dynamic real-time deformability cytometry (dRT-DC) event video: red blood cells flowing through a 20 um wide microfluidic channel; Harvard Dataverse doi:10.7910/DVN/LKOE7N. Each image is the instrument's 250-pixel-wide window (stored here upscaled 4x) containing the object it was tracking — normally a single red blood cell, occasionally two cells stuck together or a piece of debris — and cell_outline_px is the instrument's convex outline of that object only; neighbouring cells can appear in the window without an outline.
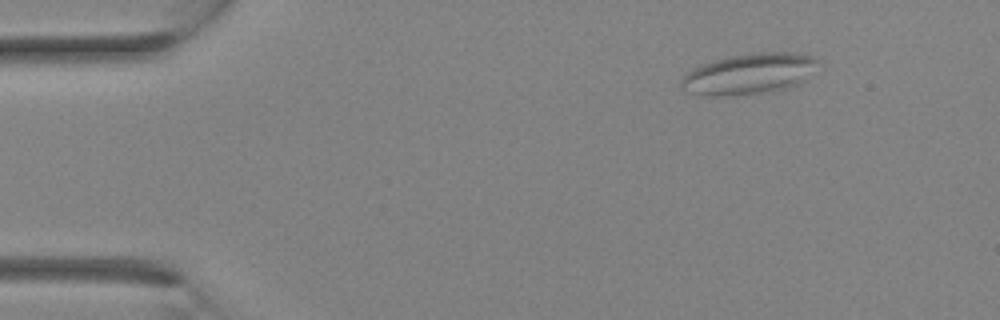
{"species": "Egyptian fruit bat (a non-hibernating species)", "species_latin": "Rousettus aegyptiacus", "temperature_condition": "room temperature", "stored_images_in_passage": 10, "camera_frame_rate_fps": 3000, "um_per_image_px": 0.085, "animal": {"sex": "female"}, "frame": {"image": 1, "passage_image": 1, "time_ms": 0.0, "image_size_px": [1000, 320], "cell_outline_px": [[820, 60], [804, 80], [788, 88], [772, 92], [732, 96], [700, 96], [684, 92], [680, 88], [680, 80], [692, 68], [716, 60], [732, 56], [756, 52], [792, 52], [808, 56]], "centroid_in_image_um": [63.6, 6.31], "position_along_channel_um": 21.4, "area_um2": 32.66}}
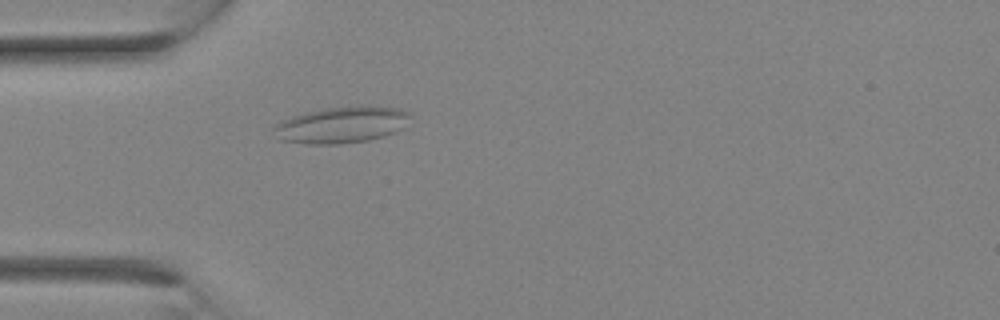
{"frame": {"image": 2, "passage_image": 6, "time_ms": 1.667, "image_size_px": [1000, 320], "cell_outline_px": [[408, 116], [404, 128], [396, 132], [384, 136], [368, 140], [336, 144], [304, 144], [280, 140], [272, 128], [280, 120], [304, 112], [324, 108], [400, 108], [408, 112]], "centroid_in_image_um": [28.95, 10.65], "position_along_channel_um": 56.0, "area_um2": 28.26}}
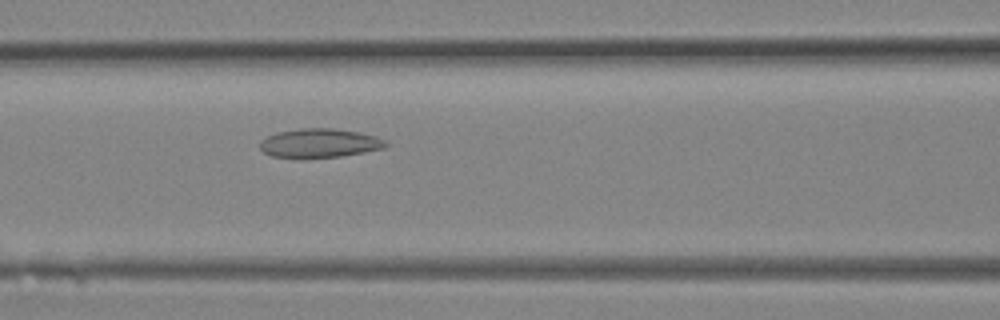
{"frame": {"image": 3, "passage_image": 10, "time_ms": 3.0, "image_size_px": [1000, 320], "cell_outline_px": [[388, 144], [384, 148], [364, 152], [340, 156], [300, 160], [296, 160], [272, 156], [264, 152], [260, 148], [260, 140], [276, 132], [300, 128], [332, 128], [360, 132], [376, 136], [384, 140]], "centroid_in_image_um": [27.11, 12.19], "position_along_channel_um": 139.5, "area_um2": 21.79}}